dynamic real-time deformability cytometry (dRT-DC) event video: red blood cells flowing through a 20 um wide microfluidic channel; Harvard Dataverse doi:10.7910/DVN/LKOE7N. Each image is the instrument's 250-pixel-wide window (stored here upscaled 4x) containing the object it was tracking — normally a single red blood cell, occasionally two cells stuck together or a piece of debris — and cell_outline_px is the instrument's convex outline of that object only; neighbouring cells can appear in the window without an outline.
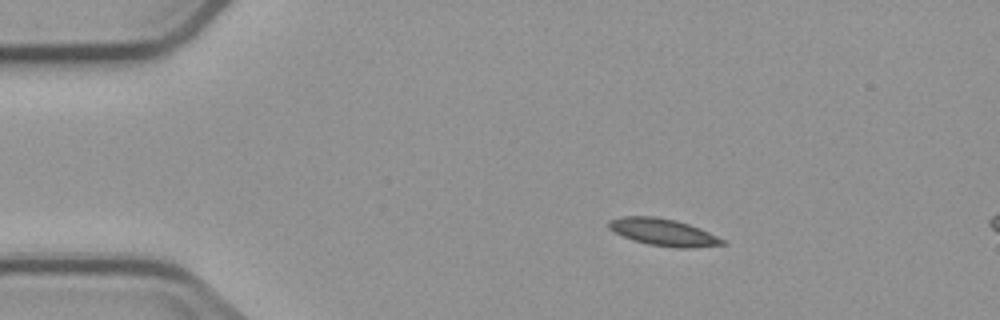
{"species": "common noctule bat (a hibernating species)", "species_latin": "Nyctalus noctula", "temperature_condition": "cold", "stored_images_in_passage": 4, "camera_frame_rate_fps": 3000, "um_per_image_px": 0.085, "animal": {"sex": "male", "body_mass_g": 23.1, "forearm_length_mm": 52.7}, "frame": {"image": 1, "passage_image": 2, "time_ms": 1.0, "image_size_px": [1000, 320], "cell_outline_px": [[728, 244], [692, 248], [676, 248], [648, 244], [632, 240], [608, 228], [608, 220], [620, 216], [656, 216], [676, 220], [700, 228], [724, 240]], "centroid_in_image_um": [56.37, 19.73], "position_along_channel_um": 28.6, "area_um2": 17.98}}